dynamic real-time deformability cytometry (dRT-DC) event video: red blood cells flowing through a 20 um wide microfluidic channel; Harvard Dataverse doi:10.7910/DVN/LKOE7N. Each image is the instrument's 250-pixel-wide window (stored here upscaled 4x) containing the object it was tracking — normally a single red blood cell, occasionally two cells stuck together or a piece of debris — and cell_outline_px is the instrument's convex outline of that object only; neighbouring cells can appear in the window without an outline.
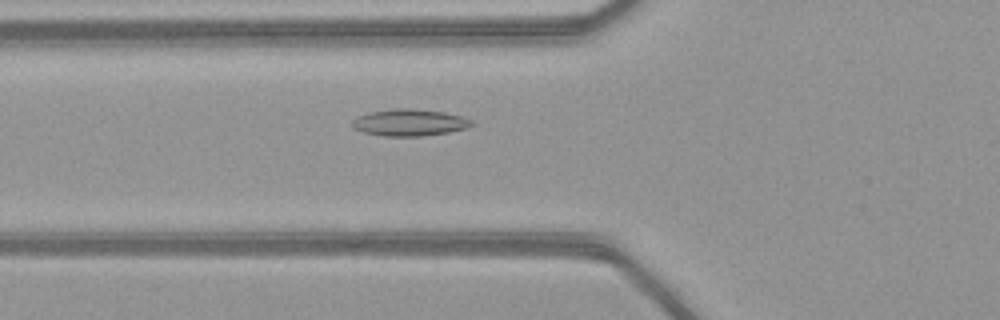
{"species": "common noctule bat (a hibernating species)", "species_latin": "Nyctalus noctula", "temperature_condition": "warm", "stored_images_in_passage": 42, "camera_frame_rate_fps": 3000, "um_per_image_px": 0.085, "animal": {"sex": "female", "body_mass_g": 21.9}, "frame": {"image": 1, "passage_image": 11, "time_ms": 3.333, "image_size_px": [1000, 320], "cell_outline_px": [[476, 124], [468, 128], [448, 132], [420, 136], [384, 136], [364, 132], [352, 128], [352, 120], [360, 116], [372, 112], [392, 108], [412, 108], [444, 112], [460, 116], [472, 120]], "centroid_in_image_um": [34.84, 10.41], "position_along_channel_um": 91.0, "area_um2": 18.61}}
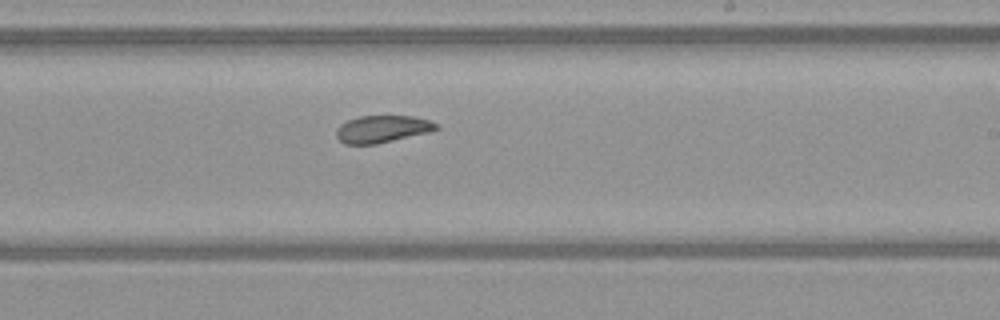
{"frame": {"image": 2, "passage_image": 23, "time_ms": 7.333, "image_size_px": [1000, 320], "cell_outline_px": [[440, 128], [432, 132], [376, 144], [344, 144], [336, 136], [336, 128], [340, 124], [348, 120], [360, 116], [412, 116], [428, 120], [440, 124]], "centroid_in_image_um": [32.53, 10.97], "position_along_channel_um": 256.5, "area_um2": 16.01}}
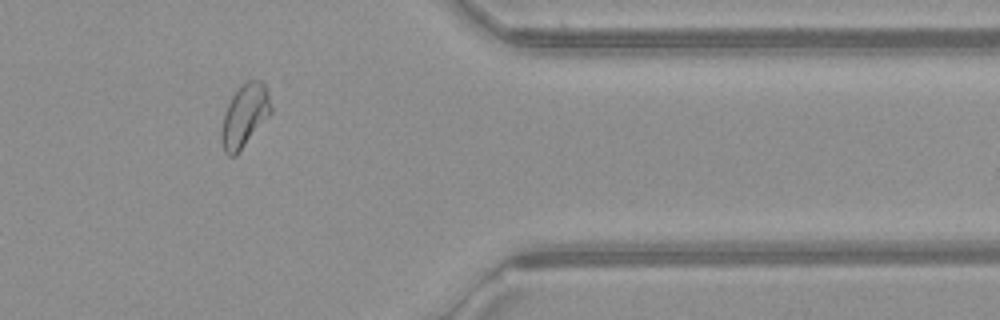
{"frame": {"image": 3, "passage_image": 34, "time_ms": 11.0, "image_size_px": [1000, 320], "cell_outline_px": [[272, 112], [236, 156], [228, 156], [224, 152], [220, 140], [220, 132], [224, 112], [232, 96], [240, 84], [248, 80], [260, 80], [268, 88], [272, 108]], "centroid_in_image_um": [20.78, 9.83], "position_along_channel_um": 390.6, "area_um2": 18.44}, "authors_computed_cell_mechanics": {"area_um2": 18.0047, "velocity_mm_per_s": 4.1182, "shape_relaxation_time_tau1_ms": 10.7597, "shape_relaxation_time_tau2_ms": 5.8757, "deformation_change_tau1": 0.2305, "deformation_change_tau2": 0.1251}}